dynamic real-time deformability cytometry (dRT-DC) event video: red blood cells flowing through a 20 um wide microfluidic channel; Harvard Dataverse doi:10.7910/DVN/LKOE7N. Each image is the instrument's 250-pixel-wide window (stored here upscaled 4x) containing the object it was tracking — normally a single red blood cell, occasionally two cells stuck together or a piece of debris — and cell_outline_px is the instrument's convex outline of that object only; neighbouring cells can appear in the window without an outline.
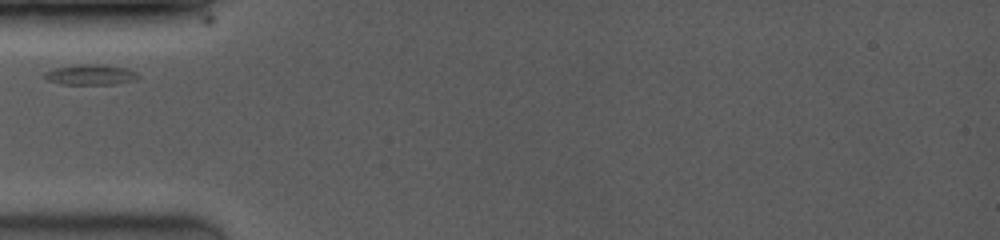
{"species": "common noctule bat (a hibernating species)", "species_latin": "Nyctalus noctula", "temperature_condition": "room temperature", "stored_images_in_passage": 30, "camera_frame_rate_fps": 3500, "um_per_image_px": 0.085, "animal": {"sex": "female", "body_mass_g": 19.0, "forearm_length_mm": 53.3}, "frame": {"image": 1, "passage_image": 1, "time_ms": 0.0, "image_size_px": [1000, 240], "cell_outline_px": [[140, 76], [136, 80], [112, 84], [60, 84], [44, 80], [40, 76], [44, 72], [56, 68], [80, 64], [100, 64], [128, 68], [136, 72]], "centroid_in_image_um": [7.65, 6.35], "position_along_channel_um": 77.3, "area_um2": 11.33}}
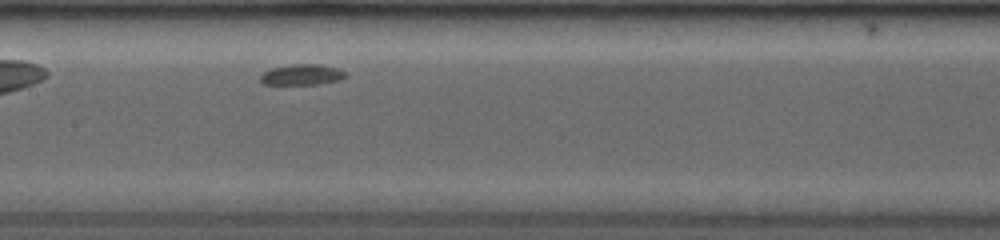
{"frame": {"image": 2, "passage_image": 11, "time_ms": 2.857, "image_size_px": [1000, 240], "cell_outline_px": [[344, 76], [340, 80], [320, 84], [264, 84], [260, 80], [260, 76], [264, 72], [272, 68], [292, 64], [320, 64], [336, 68], [344, 72]], "centroid_in_image_um": [25.64, 6.34], "position_along_channel_um": 181.8, "area_um2": 10.12}}
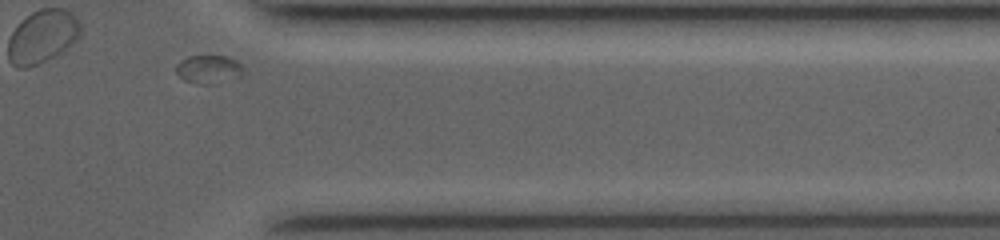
{"frame": {"image": 3, "passage_image": 29, "time_ms": 8.571, "image_size_px": [1000, 240], "cell_outline_px": [[244, 72], [240, 76], [212, 84], [200, 84], [184, 80], [176, 72], [176, 64], [180, 60], [188, 56], [228, 56], [236, 60], [244, 68]], "centroid_in_image_um": [17.73, 5.87], "position_along_channel_um": 393.7, "area_um2": 11.1}}